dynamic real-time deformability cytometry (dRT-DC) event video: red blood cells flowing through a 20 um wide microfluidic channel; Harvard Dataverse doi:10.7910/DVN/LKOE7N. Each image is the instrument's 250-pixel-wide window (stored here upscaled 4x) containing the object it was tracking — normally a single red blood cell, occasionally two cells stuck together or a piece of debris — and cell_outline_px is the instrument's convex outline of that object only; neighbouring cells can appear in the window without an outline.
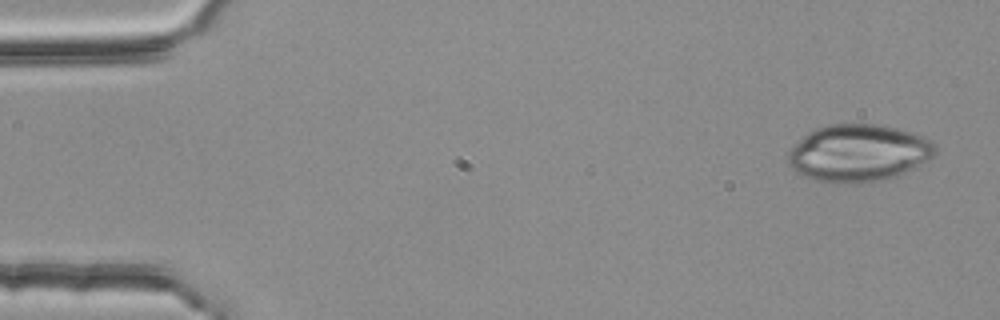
{"species": "common noctule bat (a hibernating species)", "species_latin": "Nyctalus noctula", "temperature_condition": "room temperature", "stored_images_in_passage": 5, "camera_frame_rate_fps": 3000, "um_per_image_px": 0.085, "animal": {"sex": "female", "body_mass_g": 25.1}, "frame": {"image": 1, "passage_image": 1, "time_ms": 0.0, "image_size_px": [1000, 320], "cell_outline_px": [[936, 152], [928, 160], [916, 168], [880, 180], [856, 184], [840, 184], [812, 180], [800, 176], [788, 164], [788, 152], [808, 132], [816, 128], [832, 124], [876, 124], [896, 128], [920, 136], [936, 144]], "centroid_in_image_um": [72.93, 13.03], "position_along_channel_um": 12.1, "area_um2": 49.01}}